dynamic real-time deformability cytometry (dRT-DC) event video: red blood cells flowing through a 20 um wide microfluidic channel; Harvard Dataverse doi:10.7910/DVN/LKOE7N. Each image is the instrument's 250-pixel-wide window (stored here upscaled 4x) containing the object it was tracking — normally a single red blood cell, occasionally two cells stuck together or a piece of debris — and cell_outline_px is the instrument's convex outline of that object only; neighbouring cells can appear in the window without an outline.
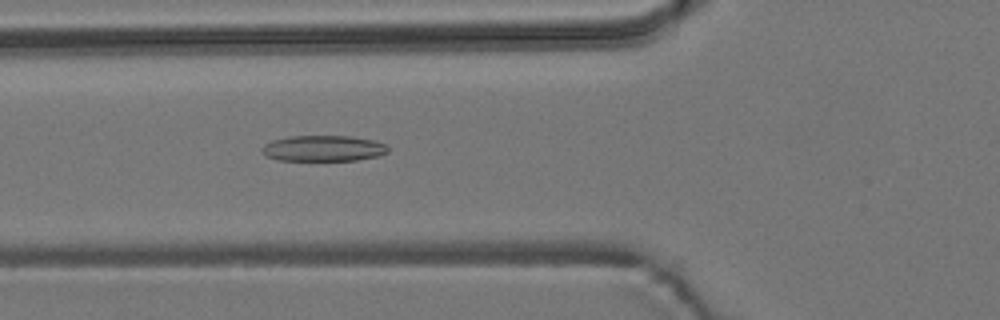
{"species": "common noctule bat (a hibernating species)", "species_latin": "Nyctalus noctula", "temperature_condition": "room temperature", "stored_images_in_passage": 5, "camera_frame_rate_fps": 3000, "um_per_image_px": 0.085, "animal": {"sex": "male", "body_mass_g": 19.2, "forearm_length_mm": 51.8}, "frame": {"image": 1, "passage_image": 5, "time_ms": 1.333, "image_size_px": [1000, 320], "cell_outline_px": [[388, 152], [376, 156], [356, 160], [276, 160], [264, 156], [260, 152], [260, 148], [264, 144], [272, 140], [288, 136], [352, 136], [376, 140], [388, 144]], "centroid_in_image_um": [27.45, 12.6], "position_along_channel_um": 98.4, "area_um2": 19.31}}